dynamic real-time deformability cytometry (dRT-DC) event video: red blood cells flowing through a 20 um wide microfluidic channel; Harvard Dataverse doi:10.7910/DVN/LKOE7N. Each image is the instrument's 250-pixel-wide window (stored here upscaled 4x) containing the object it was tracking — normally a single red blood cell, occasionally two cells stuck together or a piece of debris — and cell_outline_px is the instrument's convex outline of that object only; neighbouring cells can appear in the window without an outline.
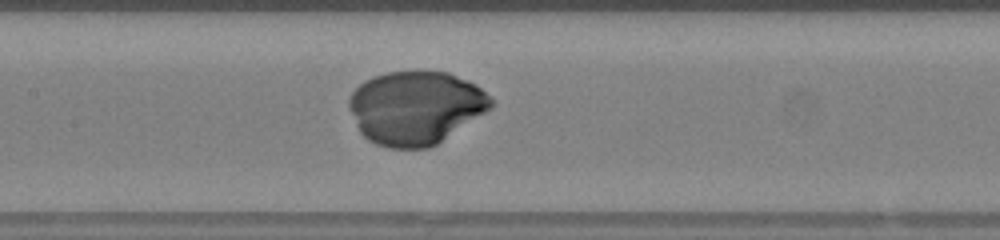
{"species": "human", "species_latin": "Homo sapiens", "temperature_condition": "warm", "stored_images_in_passage": 36, "camera_frame_rate_fps": 3000, "um_per_image_px": 0.085, "donor": {"sex": "female"}, "frame": {"image": 1, "passage_image": 21, "time_ms": 6.667, "image_size_px": [1000, 240], "cell_outline_px": [[492, 108], [436, 144], [428, 148], [388, 148], [376, 144], [368, 140], [360, 132], [348, 108], [348, 100], [352, 92], [364, 80], [372, 76], [384, 72], [448, 72], [468, 80], [476, 84], [492, 96]], "centroid_in_image_um": [35.32, 9.14], "position_along_channel_um": 172.1, "area_um2": 60.75}}